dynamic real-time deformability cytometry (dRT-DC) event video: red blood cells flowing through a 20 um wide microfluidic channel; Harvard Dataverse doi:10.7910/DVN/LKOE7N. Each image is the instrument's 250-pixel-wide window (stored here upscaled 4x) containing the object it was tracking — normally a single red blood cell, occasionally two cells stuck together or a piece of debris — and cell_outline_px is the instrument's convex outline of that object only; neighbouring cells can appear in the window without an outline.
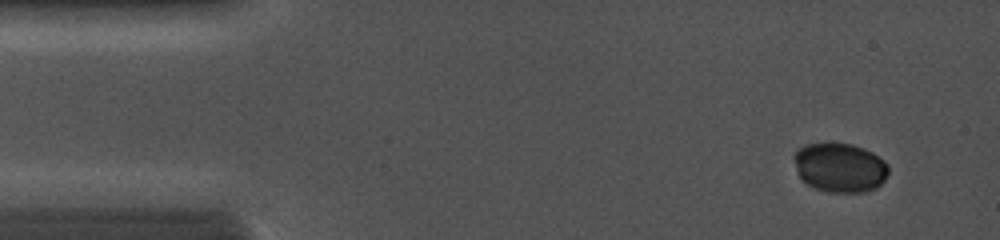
{"species": "common noctule bat (a hibernating species)", "species_latin": "Nyctalus noctula", "temperature_condition": "cold", "stored_images_in_passage": 30, "camera_frame_rate_fps": 5000, "um_per_image_px": 0.085, "animal": {"sex": "female", "body_mass_g": 19.0, "forearm_length_mm": 56.7}, "frame": {"image": 1, "passage_image": 5, "time_ms": 1.0, "image_size_px": [1000, 240], "cell_outline_px": [[888, 176], [876, 188], [864, 192], [828, 192], [812, 188], [800, 180], [792, 156], [804, 144], [852, 144], [864, 148], [872, 152], [884, 160], [888, 164]], "centroid_in_image_um": [71.38, 14.26], "position_along_channel_um": 13.6, "area_um2": 27.34}}
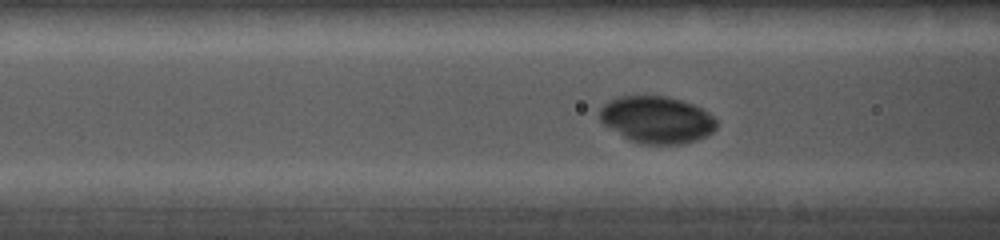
{"frame": {"image": 2, "passage_image": 23, "time_ms": 5.4, "image_size_px": [1000, 240], "cell_outline_px": [[716, 128], [712, 132], [696, 140], [684, 144], [640, 144], [628, 140], [604, 124], [600, 120], [600, 108], [604, 104], [616, 96], [668, 96], [692, 104], [700, 108], [712, 116], [716, 120]], "centroid_in_image_um": [55.8, 10.18], "position_along_channel_um": 110.8, "area_um2": 31.91}}
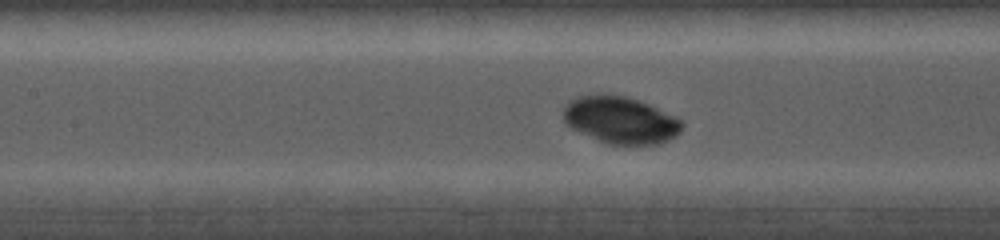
{"frame": {"image": 3, "passage_image": 27, "time_ms": 6.4, "image_size_px": [1000, 240], "cell_outline_px": [[684, 124], [680, 132], [676, 136], [668, 140], [656, 144], [608, 144], [580, 132], [564, 124], [564, 108], [576, 96], [596, 92], [604, 92], [624, 96], [640, 100], [676, 116]], "centroid_in_image_um": [52.74, 10.17], "position_along_channel_um": 154.7, "area_um2": 32.83}}